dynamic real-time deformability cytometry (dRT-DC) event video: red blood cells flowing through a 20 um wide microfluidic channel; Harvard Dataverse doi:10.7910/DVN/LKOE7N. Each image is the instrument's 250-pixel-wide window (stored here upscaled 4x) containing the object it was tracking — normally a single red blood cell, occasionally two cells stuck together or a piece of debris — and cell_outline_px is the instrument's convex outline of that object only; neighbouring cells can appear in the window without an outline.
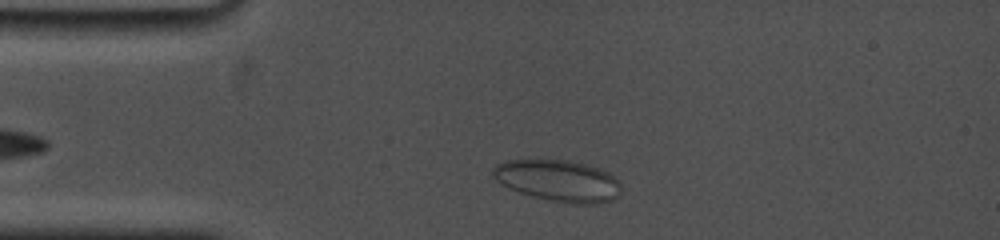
{"species": "common noctule bat (a hibernating species)", "species_latin": "Nyctalus noctula", "temperature_condition": "cold", "stored_images_in_passage": 43, "camera_frame_rate_fps": 5000, "um_per_image_px": 0.085, "animal": {"sex": "female", "body_mass_g": 19.0, "forearm_length_mm": 53.3}, "frame": {"image": 1, "passage_image": 3, "time_ms": 0.8, "image_size_px": [1000, 240], "cell_outline_px": [[620, 196], [616, 200], [596, 204], [572, 204], [548, 200], [532, 196], [520, 192], [496, 180], [492, 176], [492, 168], [496, 164], [504, 160], [572, 160], [608, 172], [616, 176], [620, 180]], "centroid_in_image_um": [47.5, 15.37], "position_along_channel_um": 37.5, "area_um2": 31.27}}
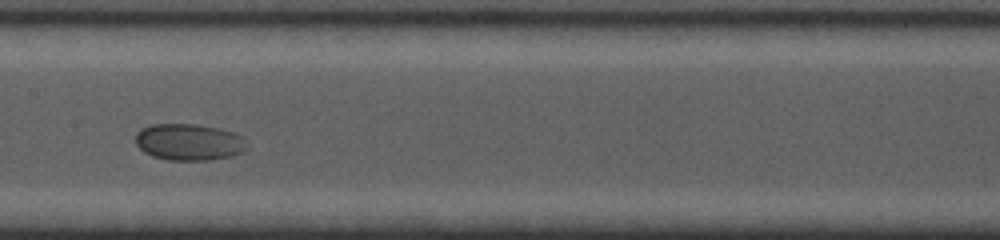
{"frame": {"image": 2, "passage_image": 16, "time_ms": 6.0, "image_size_px": [1000, 240], "cell_outline_px": [[248, 148], [244, 152], [232, 156], [212, 160], [168, 160], [152, 156], [144, 152], [136, 144], [136, 132], [140, 128], [152, 124], [196, 124], [220, 128], [244, 136], [248, 140]], "centroid_in_image_um": [16.11, 12.07], "position_along_channel_um": 191.3, "area_um2": 24.28}}
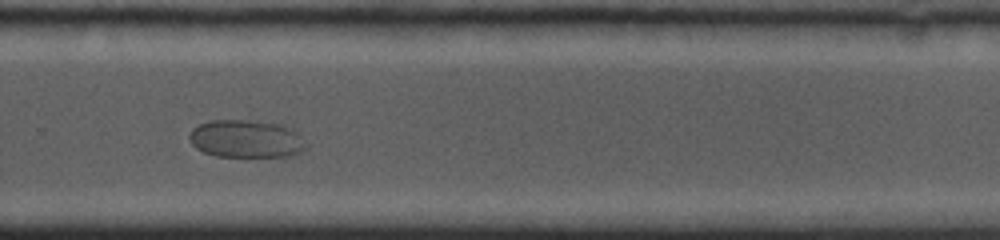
{"frame": {"image": 3, "passage_image": 24, "time_ms": 9.4, "image_size_px": [1000, 240], "cell_outline_px": [[308, 148], [296, 156], [216, 156], [204, 152], [196, 148], [192, 144], [188, 136], [192, 128], [208, 120], [256, 120], [284, 124], [292, 128], [300, 136]], "centroid_in_image_um": [20.95, 11.79], "position_along_channel_um": 308.8, "area_um2": 26.07}}